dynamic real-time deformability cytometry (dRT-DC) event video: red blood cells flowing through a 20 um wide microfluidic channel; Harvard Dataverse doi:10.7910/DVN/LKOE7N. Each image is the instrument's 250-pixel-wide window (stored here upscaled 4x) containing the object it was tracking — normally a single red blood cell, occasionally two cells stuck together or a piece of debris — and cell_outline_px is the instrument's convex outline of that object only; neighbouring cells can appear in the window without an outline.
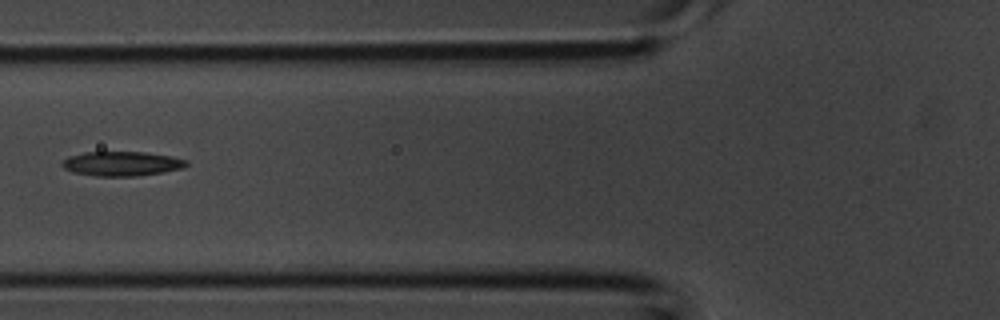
{"species": "common noctule bat (a hibernating species)", "species_latin": "Nyctalus noctula", "temperature_condition": "room temperature", "stored_images_in_passage": 28, "camera_frame_rate_fps": 3000, "um_per_image_px": 0.085, "animal": {"sex": "male", "body_mass_g": 20.1, "forearm_length_mm": 53.5}, "frame": {"image": 1, "passage_image": 4, "time_ms": 1.0, "image_size_px": [1000, 320], "cell_outline_px": [[188, 164], [184, 168], [164, 172], [136, 176], [96, 176], [72, 172], [64, 168], [60, 164], [68, 156], [84, 152], [144, 152], [172, 156], [188, 160]], "centroid_in_image_um": [10.36, 13.91], "position_along_channel_um": 115.4, "area_um2": 17.86}}
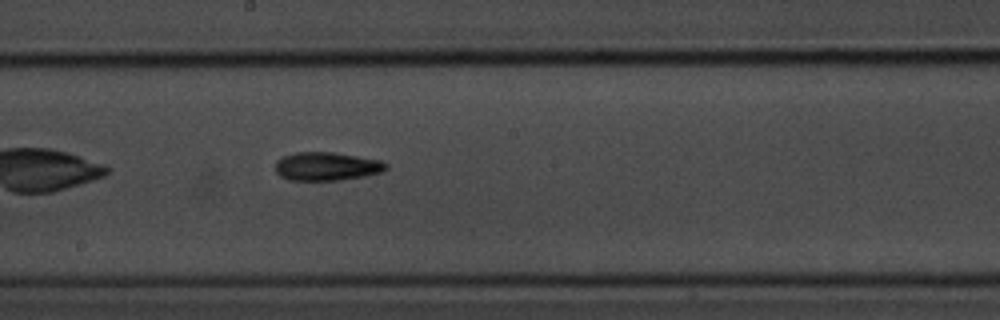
{"frame": {"image": 2, "passage_image": 10, "time_ms": 3.0, "image_size_px": [1000, 320], "cell_outline_px": [[388, 168], [384, 172], [364, 176], [340, 180], [288, 180], [280, 176], [276, 172], [276, 160], [284, 156], [296, 152], [332, 152], [380, 160], [388, 164]], "centroid_in_image_um": [27.78, 14.14], "position_along_channel_um": 220.4, "area_um2": 18.38}}
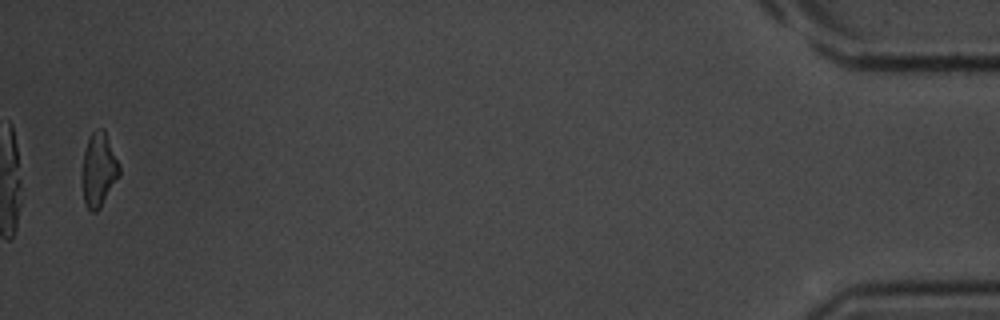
{"frame": {"image": 3, "passage_image": 27, "time_ms": 8.667, "image_size_px": [1000, 320], "cell_outline_px": [[120, 176], [100, 208], [96, 212], [92, 212], [84, 204], [84, 152], [88, 140], [92, 132], [96, 128], [104, 128], [120, 164]], "centroid_in_image_um": [8.45, 14.41], "position_along_channel_um": 426.8, "area_um2": 15.78}}